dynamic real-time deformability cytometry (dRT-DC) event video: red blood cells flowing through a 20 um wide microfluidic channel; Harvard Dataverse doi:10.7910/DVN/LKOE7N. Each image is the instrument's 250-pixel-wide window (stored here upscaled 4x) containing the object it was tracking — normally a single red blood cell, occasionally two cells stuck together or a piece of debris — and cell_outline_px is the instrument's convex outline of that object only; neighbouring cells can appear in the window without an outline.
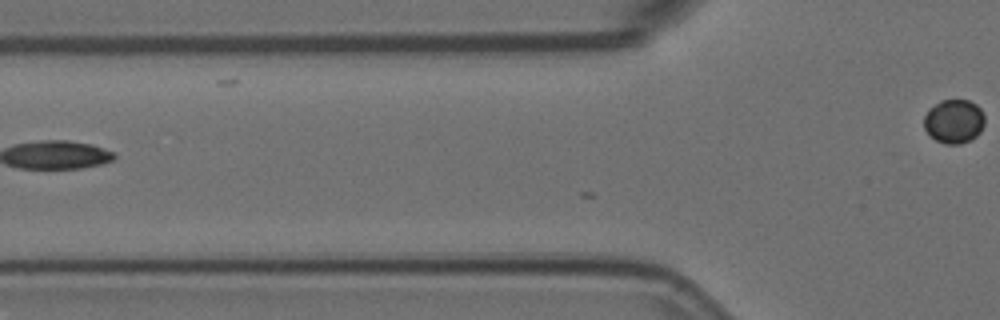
{"species": "Egyptian fruit bat (a non-hibernating species)", "species_latin": "Rousettus aegyptiacus", "temperature_condition": "room temperature", "stored_images_in_passage": 2, "camera_frame_rate_fps": 3000, "um_per_image_px": 0.085, "animal": {"sex": "female"}, "frame": {"image": 1, "passage_image": 2, "time_ms": 0.333, "image_size_px": [1000, 320], "cell_outline_px": [[984, 124], [980, 132], [976, 136], [960, 144], [944, 144], [928, 136], [924, 128], [924, 116], [928, 108], [940, 100], [968, 100], [976, 104], [980, 108], [984, 116]], "centroid_in_image_um": [81.05, 10.31], "position_along_channel_um": 44.7, "area_um2": 15.72}}